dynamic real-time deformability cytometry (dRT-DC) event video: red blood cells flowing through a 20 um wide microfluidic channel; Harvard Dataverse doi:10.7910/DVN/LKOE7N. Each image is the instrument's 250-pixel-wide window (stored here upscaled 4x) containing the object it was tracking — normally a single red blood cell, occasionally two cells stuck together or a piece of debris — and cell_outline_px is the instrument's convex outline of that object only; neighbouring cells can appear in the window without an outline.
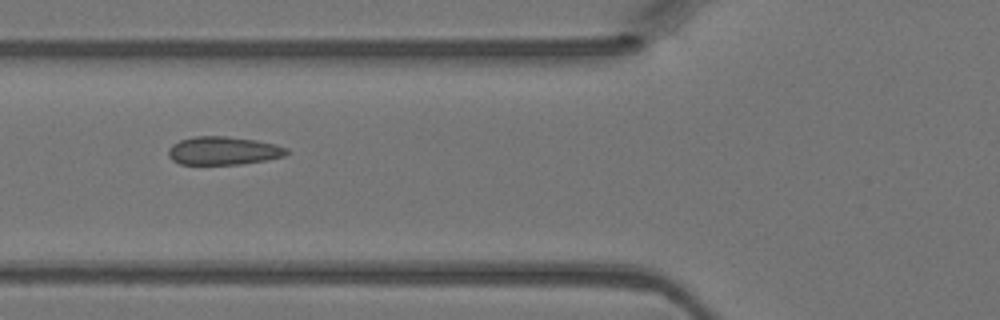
{"species": "Egyptian fruit bat (a non-hibernating species)", "species_latin": "Rousettus aegyptiacus", "temperature_condition": "warm", "stored_images_in_passage": 4, "camera_frame_rate_fps": 3000, "um_per_image_px": 0.085, "animal": {"sex": "female"}, "frame": {"image": 1, "passage_image": 4, "time_ms": 1.0, "image_size_px": [1000, 320], "cell_outline_px": [[288, 152], [284, 156], [268, 160], [240, 164], [180, 164], [172, 160], [168, 156], [168, 148], [172, 144], [180, 140], [196, 136], [228, 136], [256, 140], [276, 144], [288, 148]], "centroid_in_image_um": [18.99, 12.81], "position_along_channel_um": 106.8, "area_um2": 19.59}}